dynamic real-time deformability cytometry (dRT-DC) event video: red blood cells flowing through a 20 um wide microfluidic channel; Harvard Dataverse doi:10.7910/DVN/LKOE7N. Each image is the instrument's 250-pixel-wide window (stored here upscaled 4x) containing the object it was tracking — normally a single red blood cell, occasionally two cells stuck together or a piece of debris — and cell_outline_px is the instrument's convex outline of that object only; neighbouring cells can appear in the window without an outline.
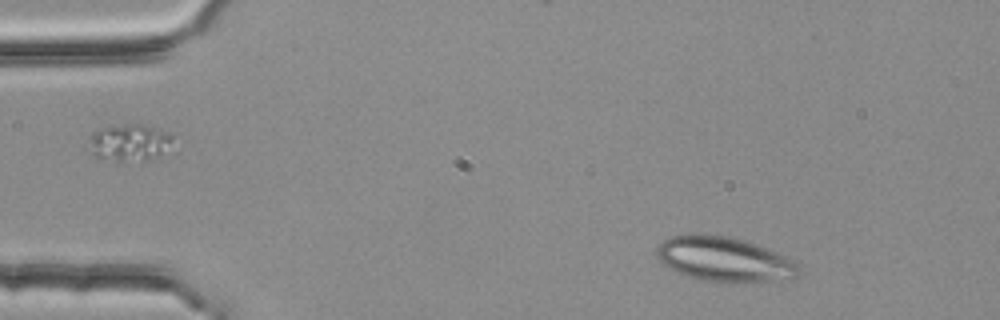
{"species": "common noctule bat (a hibernating species)", "species_latin": "Nyctalus noctula", "temperature_condition": "room temperature", "stored_images_in_passage": 4, "segment_of_instrument_passage": [2, 2], "camera_frame_rate_fps": 3000, "um_per_image_px": 0.085, "animal": {"sex": "female", "body_mass_g": 25.1}, "frame": {"image": 1, "passage_image": 4, "time_ms": 1.0, "image_size_px": [1000, 320], "cell_outline_px": [[800, 268], [796, 276], [792, 280], [732, 284], [720, 284], [700, 280], [676, 272], [664, 264], [660, 260], [656, 252], [656, 248], [668, 236], [724, 236], [740, 240], [788, 256], [800, 264]], "centroid_in_image_um": [61.64, 22.12], "position_along_channel_um": 23.4, "area_um2": 37.05}}